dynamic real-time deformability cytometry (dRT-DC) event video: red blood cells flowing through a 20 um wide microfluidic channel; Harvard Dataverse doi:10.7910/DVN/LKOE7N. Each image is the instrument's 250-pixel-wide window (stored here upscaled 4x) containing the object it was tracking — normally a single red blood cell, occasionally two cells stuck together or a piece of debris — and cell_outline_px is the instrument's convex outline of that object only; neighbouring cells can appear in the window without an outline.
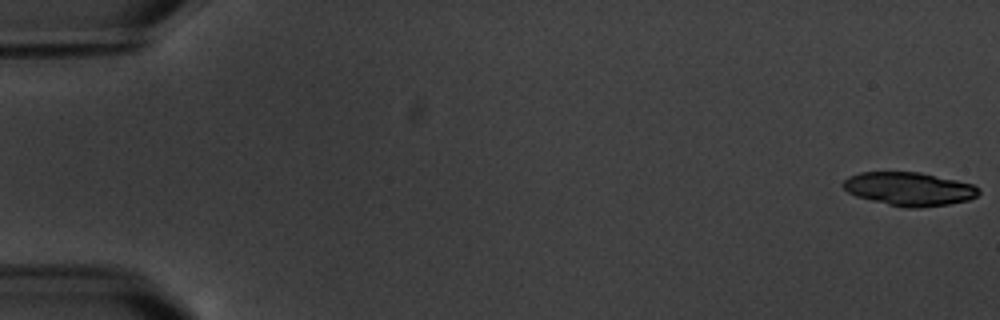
{"species": "common noctule bat (a hibernating species)", "species_latin": "Nyctalus noctula", "temperature_condition": "warm", "stored_images_in_passage": 7, "segment_of_instrument_passage": [1, 2], "camera_frame_rate_fps": 3000, "um_per_image_px": 0.085, "animal": {"sex": "male", "body_mass_g": 20.1, "forearm_length_mm": 53.5}, "frame": {"image": 1, "passage_image": 1, "time_ms": 0.0, "image_size_px": [1000, 320], "cell_outline_px": [[980, 192], [976, 196], [968, 200], [948, 204], [920, 208], [908, 208], [888, 204], [856, 196], [848, 192], [840, 184], [848, 176], [860, 172], [920, 172], [956, 180], [972, 184], [980, 188]], "centroid_in_image_um": [77.27, 16.05], "position_along_channel_um": 7.7, "area_um2": 26.41}}
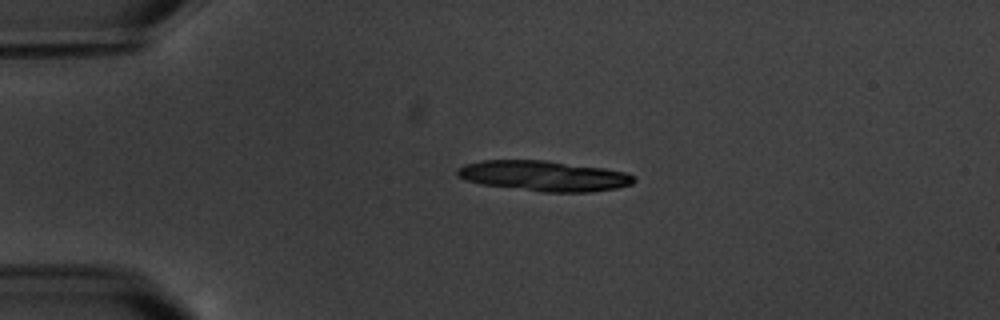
{"frame": {"image": 2, "passage_image": 5, "time_ms": 4.333, "image_size_px": [1000, 320], "cell_outline_px": [[636, 180], [632, 184], [616, 188], [592, 192], [540, 192], [484, 184], [468, 180], [456, 176], [456, 168], [464, 164], [480, 160], [544, 160], [604, 168], [624, 172], [632, 176]], "centroid_in_image_um": [46.2, 14.95], "position_along_channel_um": 38.8, "area_um2": 31.21}}